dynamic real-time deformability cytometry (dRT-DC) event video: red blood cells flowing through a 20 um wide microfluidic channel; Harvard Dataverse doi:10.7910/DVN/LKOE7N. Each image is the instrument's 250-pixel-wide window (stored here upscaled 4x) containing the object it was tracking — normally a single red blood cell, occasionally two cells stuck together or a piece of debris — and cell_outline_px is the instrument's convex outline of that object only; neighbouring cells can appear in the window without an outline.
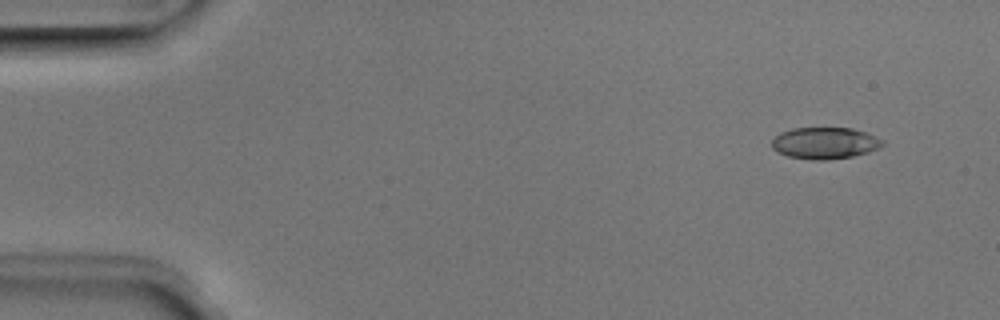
{"species": "Egyptian fruit bat (a non-hibernating species)", "species_latin": "Rousettus aegyptiacus", "temperature_condition": "room temperature", "stored_images_in_passage": 4, "camera_frame_rate_fps": 3000, "um_per_image_px": 0.085, "animal": {"sex": "male"}, "frame": {"image": 1, "passage_image": 1, "time_ms": 0.0, "image_size_px": [1000, 320], "cell_outline_px": [[884, 144], [880, 148], [868, 152], [852, 156], [828, 160], [812, 160], [788, 156], [772, 148], [772, 140], [780, 132], [792, 128], [852, 128], [864, 132], [884, 140]], "centroid_in_image_um": [70.12, 12.16], "position_along_channel_um": 14.9, "area_um2": 20.35}}